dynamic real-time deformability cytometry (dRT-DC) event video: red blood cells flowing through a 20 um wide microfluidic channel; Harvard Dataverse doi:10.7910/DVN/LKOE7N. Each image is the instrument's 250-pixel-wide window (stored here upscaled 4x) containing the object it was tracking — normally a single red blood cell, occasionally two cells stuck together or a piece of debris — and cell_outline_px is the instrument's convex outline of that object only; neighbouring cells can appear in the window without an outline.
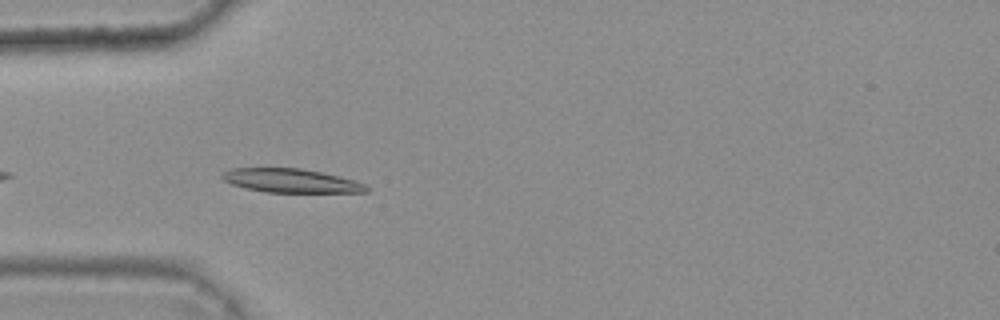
{"species": "common noctule bat (a hibernating species)", "species_latin": "Nyctalus noctula", "temperature_condition": "warm", "stored_images_in_passage": 5, "camera_frame_rate_fps": 3000, "um_per_image_px": 0.085, "animal": {"sex": "female", "body_mass_g": 25.1}, "frame": {"image": 1, "passage_image": 5, "time_ms": 1.333, "image_size_px": [1000, 320], "cell_outline_px": [[368, 192], [264, 192], [244, 188], [232, 184], [224, 180], [220, 176], [224, 172], [232, 168], [300, 168], [320, 172], [352, 180], [364, 184], [368, 188]], "centroid_in_image_um": [24.67, 15.36], "position_along_channel_um": 60.3, "area_um2": 19.71}}